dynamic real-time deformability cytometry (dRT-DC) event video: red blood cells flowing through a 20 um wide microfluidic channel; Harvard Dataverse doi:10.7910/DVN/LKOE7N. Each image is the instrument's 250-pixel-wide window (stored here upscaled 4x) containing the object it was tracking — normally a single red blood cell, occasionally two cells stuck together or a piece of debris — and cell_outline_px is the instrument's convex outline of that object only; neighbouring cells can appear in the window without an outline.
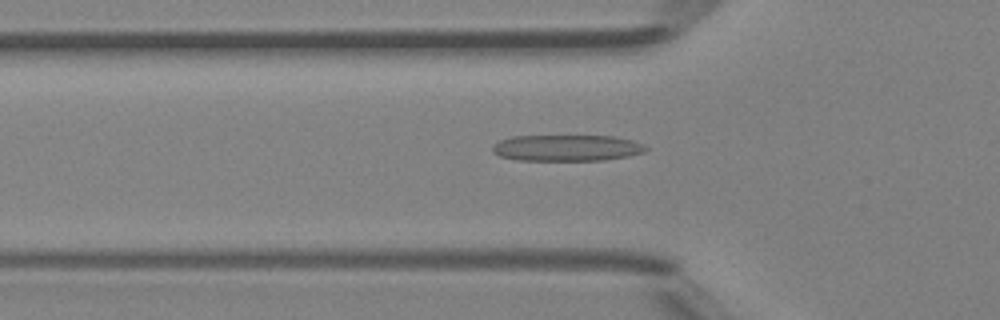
{"species": "Egyptian fruit bat (a non-hibernating species)", "species_latin": "Rousettus aegyptiacus", "temperature_condition": "room temperature", "stored_images_in_passage": 41, "camera_frame_rate_fps": 3000, "um_per_image_px": 0.085, "animal": {"sex": "female"}, "frame": {"image": 1, "passage_image": 12, "time_ms": 3.667, "image_size_px": [1000, 320], "cell_outline_px": [[648, 148], [644, 152], [628, 156], [604, 160], [520, 160], [500, 156], [492, 152], [492, 144], [500, 140], [512, 136], [612, 136], [632, 140], [644, 144]], "centroid_in_image_um": [48.17, 12.57], "position_along_channel_um": 77.6, "area_um2": 23.47}}
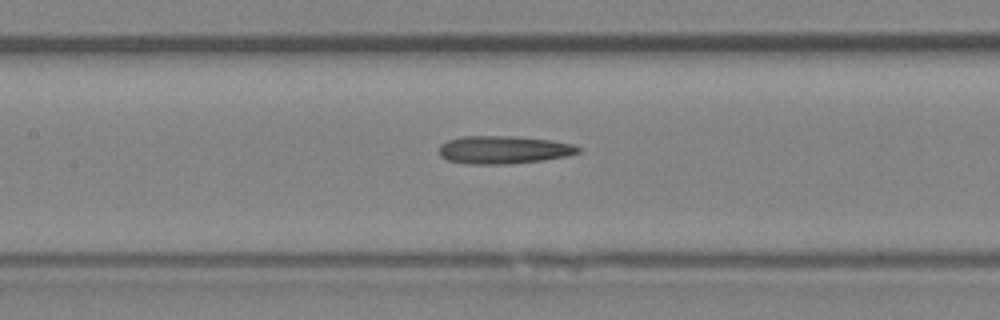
{"frame": {"image": 2, "passage_image": 18, "time_ms": 5.667, "image_size_px": [1000, 320], "cell_outline_px": [[580, 152], [568, 156], [544, 160], [508, 164], [464, 164], [448, 160], [440, 156], [440, 144], [448, 140], [460, 136], [512, 136], [552, 140], [572, 144], [580, 148]], "centroid_in_image_um": [42.8, 12.73], "position_along_channel_um": 164.6, "area_um2": 22.77}}
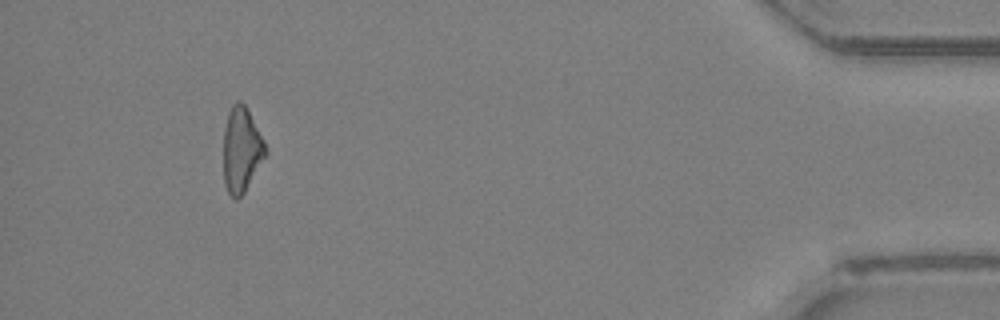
{"frame": {"image": 3, "passage_image": 40, "time_ms": 13.0, "image_size_px": [1000, 320], "cell_outline_px": [[268, 152], [244, 192], [236, 200], [228, 192], [224, 184], [224, 128], [228, 112], [232, 104], [236, 100], [240, 100], [244, 104], [264, 140], [268, 148]], "centroid_in_image_um": [20.53, 12.71], "position_along_channel_um": 414.7, "area_um2": 20.75}}